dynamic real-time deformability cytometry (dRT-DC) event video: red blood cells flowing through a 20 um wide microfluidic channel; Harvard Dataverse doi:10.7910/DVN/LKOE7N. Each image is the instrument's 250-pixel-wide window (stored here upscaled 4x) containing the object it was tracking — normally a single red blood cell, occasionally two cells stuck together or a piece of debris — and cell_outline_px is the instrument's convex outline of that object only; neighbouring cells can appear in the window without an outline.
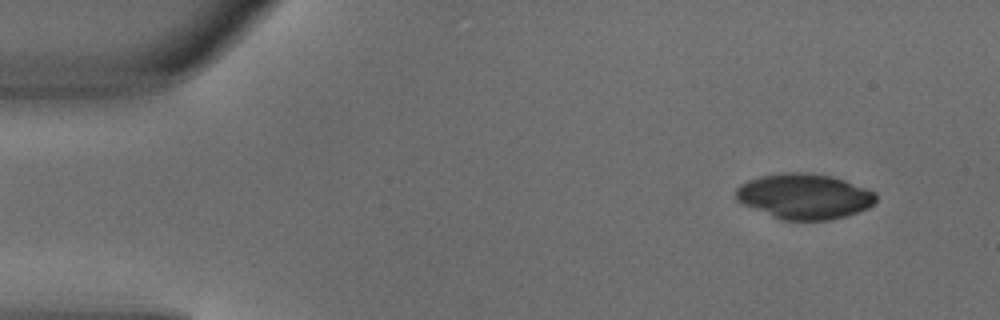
{"species": "common noctule bat (a hibernating species)", "species_latin": "Nyctalus noctula", "temperature_condition": "warm", "stored_images_in_passage": 2, "camera_frame_rate_fps": 3000, "um_per_image_px": 0.085, "animal": {"sex": "male", "body_mass_g": 18.8}, "frame": {"image": 1, "passage_image": 1, "time_ms": 0.0, "image_size_px": [1000, 320], "cell_outline_px": [[876, 200], [868, 208], [832, 220], [780, 220], [744, 204], [736, 200], [736, 188], [740, 184], [748, 180], [760, 176], [784, 172], [804, 172], [832, 176], [844, 180], [876, 192]], "centroid_in_image_um": [68.35, 16.68], "position_along_channel_um": 16.6, "area_um2": 36.93}}